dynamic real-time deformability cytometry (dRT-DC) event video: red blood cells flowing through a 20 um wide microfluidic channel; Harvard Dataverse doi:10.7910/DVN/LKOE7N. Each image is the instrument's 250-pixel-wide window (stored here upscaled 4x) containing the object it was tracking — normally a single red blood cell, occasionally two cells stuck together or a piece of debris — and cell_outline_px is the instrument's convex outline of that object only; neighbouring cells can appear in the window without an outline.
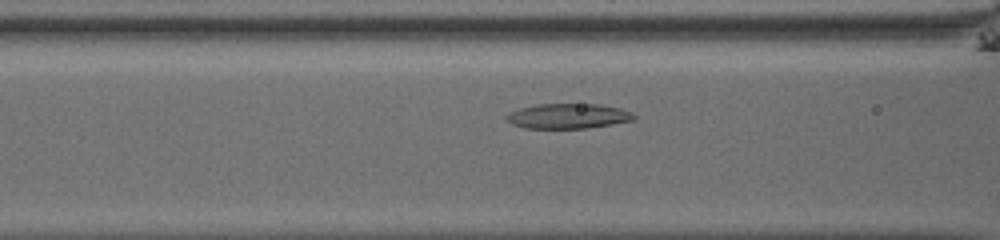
{"species": "common noctule bat (a hibernating species)", "species_latin": "Nyctalus noctula", "temperature_condition": "room temperature", "stored_images_in_passage": 40, "camera_frame_rate_fps": 3000, "um_per_image_px": 0.085, "animal": {"sex": "male", "body_mass_g": 13.0, "forearm_length_mm": 53.1}, "frame": {"image": 1, "passage_image": 20, "time_ms": 6.333, "image_size_px": [1000, 240], "cell_outline_px": [[632, 116], [628, 120], [580, 128], [532, 128], [520, 124], [520, 120], [528, 108], [552, 104], [572, 104], [612, 108]], "centroid_in_image_um": [48.5, 9.89], "position_along_channel_um": 118.1, "area_um2": 14.91}}
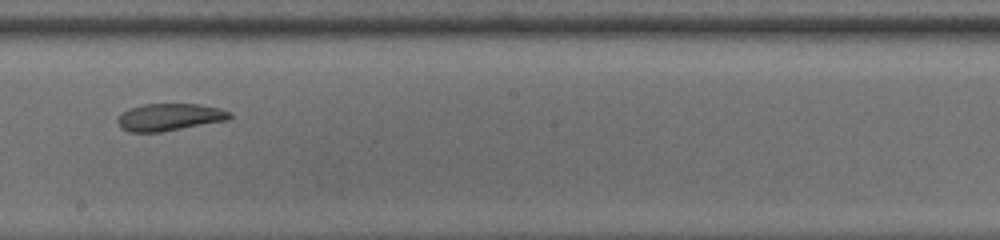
{"frame": {"image": 2, "passage_image": 29, "time_ms": 9.333, "image_size_px": [1000, 240], "cell_outline_px": [[228, 116], [220, 120], [176, 128], [152, 132], [136, 132], [124, 128], [120, 124], [120, 116], [136, 108], [152, 104], [188, 104], [212, 108], [228, 112]], "centroid_in_image_um": [14.34, 9.95], "position_along_channel_um": 233.9, "area_um2": 15.61}}
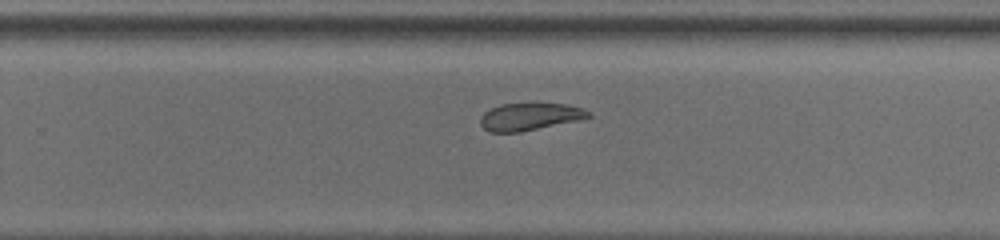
{"frame": {"image": 3, "passage_image": 33, "time_ms": 10.667, "image_size_px": [1000, 240], "cell_outline_px": [[588, 116], [532, 128], [512, 132], [496, 132], [484, 128], [484, 116], [488, 112], [496, 108], [508, 104], [556, 104], [576, 108], [584, 112]], "centroid_in_image_um": [44.92, 9.91], "position_along_channel_um": 284.9, "area_um2": 14.8}}